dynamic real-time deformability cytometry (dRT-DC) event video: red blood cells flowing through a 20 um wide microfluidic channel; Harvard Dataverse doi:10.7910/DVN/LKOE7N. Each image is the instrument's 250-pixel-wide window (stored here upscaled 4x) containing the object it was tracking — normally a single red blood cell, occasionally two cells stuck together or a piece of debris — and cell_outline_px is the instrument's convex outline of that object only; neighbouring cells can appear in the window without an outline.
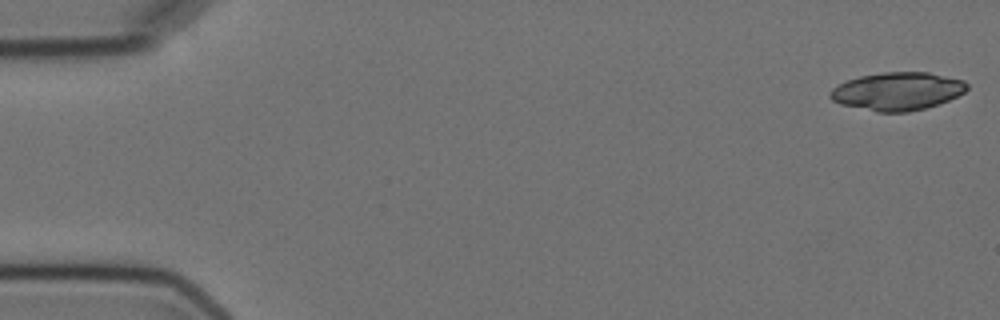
{"species": "Egyptian fruit bat (a non-hibernating species)", "species_latin": "Rousettus aegyptiacus", "temperature_condition": "cold", "stored_images_in_passage": 5, "camera_frame_rate_fps": 3000, "um_per_image_px": 0.085, "animal": {"sex": "female"}, "frame": {"image": 1, "passage_image": 1, "time_ms": 0.0, "image_size_px": [1000, 320], "cell_outline_px": [[968, 88], [964, 92], [940, 104], [908, 112], [876, 112], [840, 104], [832, 100], [828, 96], [828, 92], [832, 88], [848, 80], [860, 76], [884, 72], [928, 72], [964, 80], [968, 84]], "centroid_in_image_um": [76.27, 7.76], "position_along_channel_um": 8.7, "area_um2": 30.35}}